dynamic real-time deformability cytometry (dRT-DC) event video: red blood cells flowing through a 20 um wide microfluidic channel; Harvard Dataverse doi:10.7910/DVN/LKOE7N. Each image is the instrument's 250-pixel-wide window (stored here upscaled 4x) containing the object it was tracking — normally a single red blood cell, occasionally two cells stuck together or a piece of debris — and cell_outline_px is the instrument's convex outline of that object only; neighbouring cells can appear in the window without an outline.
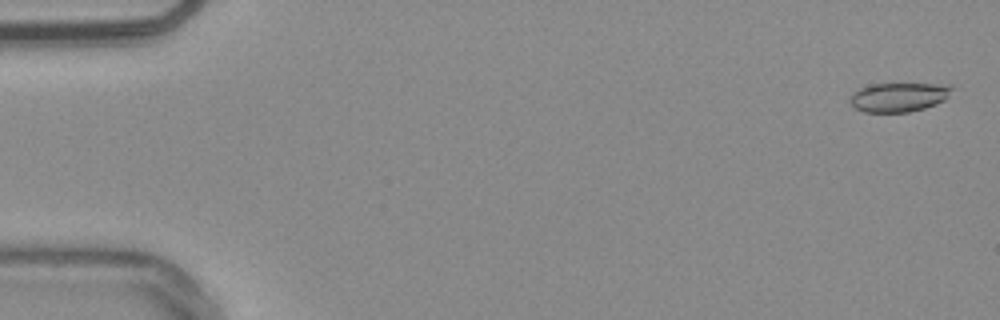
{"species": "common noctule bat (a hibernating species)", "species_latin": "Nyctalus noctula", "temperature_condition": "warm", "stored_images_in_passage": 54, "camera_frame_rate_fps": 3000, "um_per_image_px": 0.085, "animal": {"sex": "male", "body_mass_g": 20.4}, "frame": {"image": 1, "passage_image": 2, "time_ms": 0.333, "image_size_px": [1000, 320], "cell_outline_px": [[956, 88], [944, 100], [936, 104], [924, 108], [908, 112], [864, 112], [856, 108], [848, 100], [852, 92], [860, 88], [872, 84], [952, 84]], "centroid_in_image_um": [76.42, 8.24], "position_along_channel_um": 8.6, "area_um2": 17.46}}
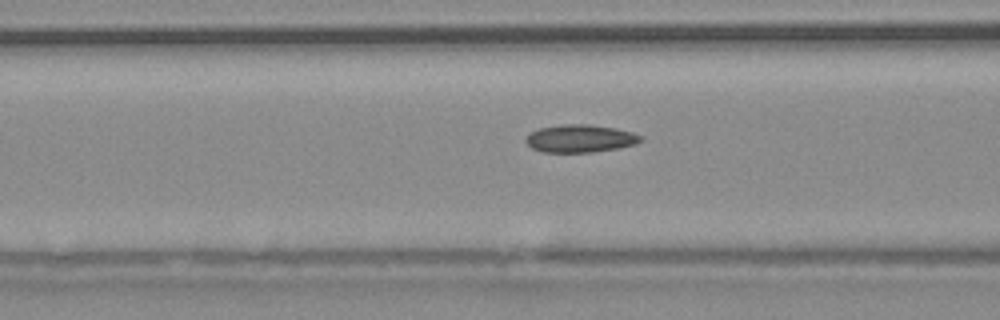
{"frame": {"image": 2, "passage_image": 22, "time_ms": 7.0, "image_size_px": [1000, 320], "cell_outline_px": [[644, 136], [636, 144], [616, 148], [592, 152], [540, 152], [532, 148], [524, 140], [532, 132], [540, 128], [560, 124], [588, 124], [616, 128], [632, 132]], "centroid_in_image_um": [49.31, 11.77], "position_along_channel_um": 117.3, "area_um2": 18.5}}
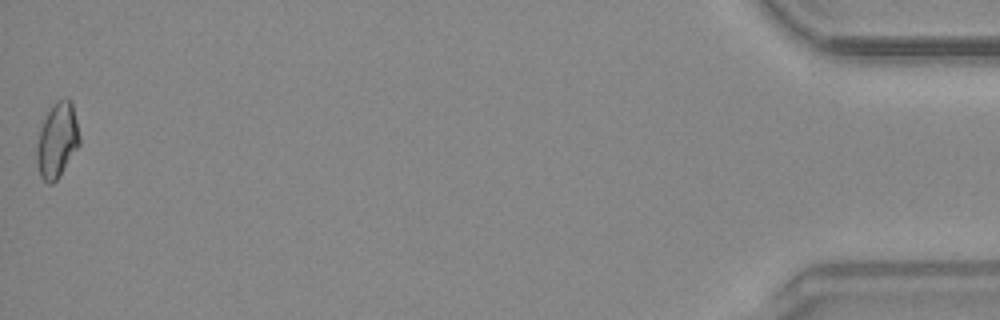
{"frame": {"image": 3, "passage_image": 54, "time_ms": 17.667, "image_size_px": [1000, 320], "cell_outline_px": [[80, 144], [60, 176], [52, 184], [48, 184], [40, 176], [36, 160], [36, 148], [40, 128], [48, 112], [56, 100], [68, 96], [72, 100], [80, 136]], "centroid_in_image_um": [4.87, 11.91], "position_along_channel_um": 430.3, "area_um2": 18.9}, "authors_computed_cell_mechanics": {"area_um2": 17.9758, "velocity_mm_per_s": 3.8343, "shape_relaxation_time_tau1_ms": null, "shape_relaxation_time_tau2_ms": 3.8145, "deformation_change_tau1": null, "deformation_change_tau2": 0.0858}}